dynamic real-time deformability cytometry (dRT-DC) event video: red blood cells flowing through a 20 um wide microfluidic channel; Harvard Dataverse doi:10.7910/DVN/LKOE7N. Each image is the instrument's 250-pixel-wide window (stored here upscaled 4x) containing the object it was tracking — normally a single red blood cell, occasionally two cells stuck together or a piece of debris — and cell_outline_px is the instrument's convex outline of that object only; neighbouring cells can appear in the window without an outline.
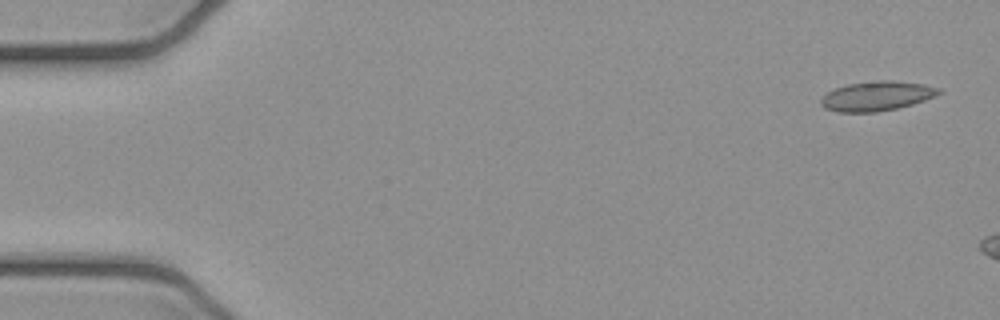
{"species": "common noctule bat (a hibernating species)", "species_latin": "Nyctalus noctula", "temperature_condition": "cold", "stored_images_in_passage": 3, "camera_frame_rate_fps": 3000, "um_per_image_px": 0.085, "animal": {"sex": "female", "body_mass_g": 21.9}, "frame": {"image": 1, "passage_image": 1, "time_ms": 0.0, "image_size_px": [1000, 320], "cell_outline_px": [[944, 92], [936, 96], [912, 104], [896, 108], [876, 112], [840, 112], [824, 108], [820, 104], [820, 100], [828, 92], [836, 88], [848, 84], [876, 80], [888, 80], [924, 84], [940, 88]], "centroid_in_image_um": [74.55, 8.16], "position_along_channel_um": 10.5, "area_um2": 20.23}}